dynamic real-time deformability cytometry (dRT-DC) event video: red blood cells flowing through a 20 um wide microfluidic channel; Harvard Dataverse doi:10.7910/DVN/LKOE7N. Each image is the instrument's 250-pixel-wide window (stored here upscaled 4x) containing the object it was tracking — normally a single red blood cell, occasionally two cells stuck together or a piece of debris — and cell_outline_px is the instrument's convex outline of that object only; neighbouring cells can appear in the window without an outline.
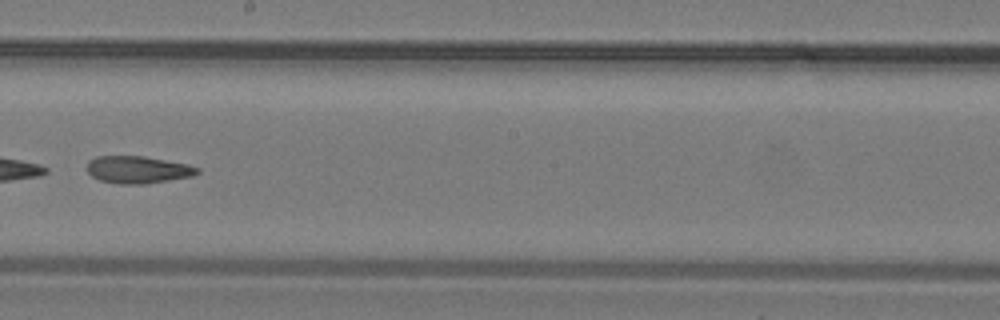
{"species": "common noctule bat (a hibernating species)", "species_latin": "Nyctalus noctula", "temperature_condition": "warm", "stored_images_in_passage": 21, "camera_frame_rate_fps": 3000, "um_per_image_px": 0.085, "animal": {"sex": "male", "body_mass_g": 19.2, "forearm_length_mm": 51.8}, "frame": {"image": 1, "passage_image": 18, "time_ms": 5.667, "image_size_px": [1000, 320], "cell_outline_px": [[200, 172], [192, 176], [148, 184], [120, 184], [100, 180], [92, 176], [88, 172], [88, 160], [96, 156], [144, 156], [188, 164], [200, 168]], "centroid_in_image_um": [11.74, 14.42], "position_along_channel_um": 236.5, "area_um2": 17.63}}